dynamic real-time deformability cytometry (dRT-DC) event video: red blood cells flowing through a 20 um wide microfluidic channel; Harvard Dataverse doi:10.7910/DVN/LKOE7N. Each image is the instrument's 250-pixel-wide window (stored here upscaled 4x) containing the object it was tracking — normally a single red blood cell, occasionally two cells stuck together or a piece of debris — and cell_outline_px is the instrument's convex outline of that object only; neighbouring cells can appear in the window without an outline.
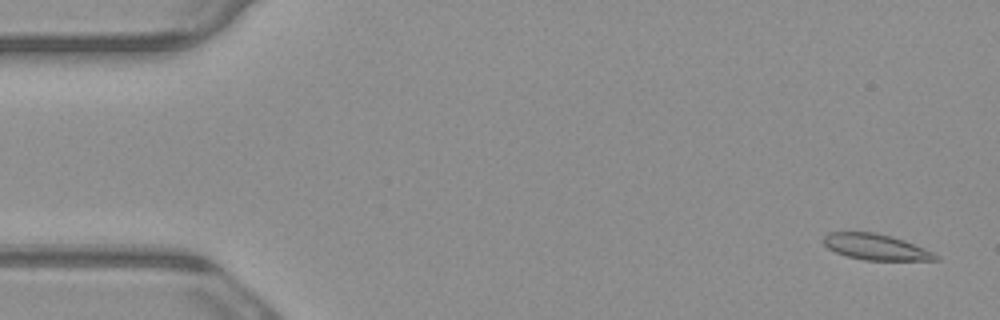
{"species": "common noctule bat (a hibernating species)", "species_latin": "Nyctalus noctula", "temperature_condition": "warm", "stored_images_in_passage": 4, "camera_frame_rate_fps": 3000, "um_per_image_px": 0.085, "animal": {"sex": "male", "body_mass_g": 23.1, "forearm_length_mm": 52.7}, "frame": {"image": 1, "passage_image": 1, "time_ms": 0.0, "image_size_px": [1000, 320], "cell_outline_px": [[940, 260], [864, 260], [848, 256], [836, 252], [828, 248], [824, 244], [824, 236], [828, 232], [872, 232], [892, 236], [904, 240], [932, 252], [940, 256]], "centroid_in_image_um": [74.45, 20.99], "position_along_channel_um": 10.6, "area_um2": 16.76}}
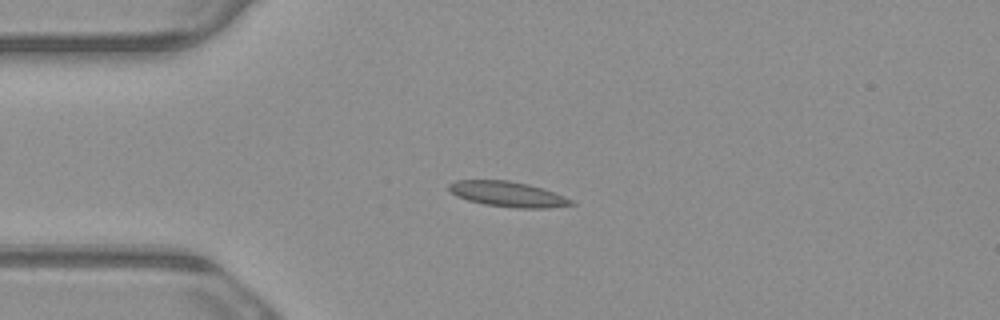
{"frame": {"image": 2, "passage_image": 4, "time_ms": 1.0, "image_size_px": [1000, 320], "cell_outline_px": [[576, 204], [548, 208], [516, 208], [484, 204], [468, 200], [456, 196], [448, 188], [448, 184], [456, 180], [508, 180], [528, 184], [576, 200]], "centroid_in_image_um": [43.17, 16.5], "position_along_channel_um": 41.8, "area_um2": 17.98}}